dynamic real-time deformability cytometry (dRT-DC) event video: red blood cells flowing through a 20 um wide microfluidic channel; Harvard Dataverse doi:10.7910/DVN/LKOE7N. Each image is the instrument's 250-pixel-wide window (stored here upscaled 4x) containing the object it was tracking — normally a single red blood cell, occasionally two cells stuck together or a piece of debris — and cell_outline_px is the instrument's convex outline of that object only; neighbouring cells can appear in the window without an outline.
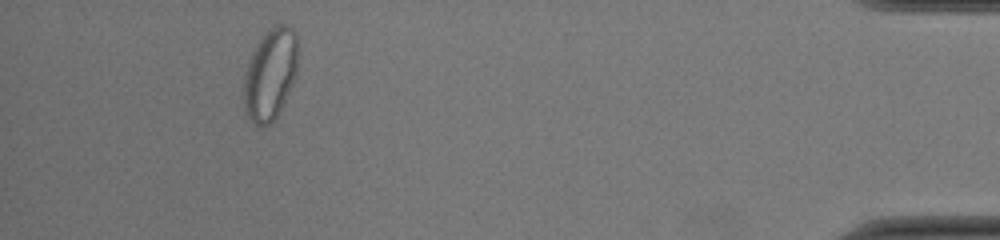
{"species": "common noctule bat (a hibernating species)", "species_latin": "Nyctalus noctula", "temperature_condition": "cold", "stored_images_in_passage": 47, "segment_of_instrument_passage": [2, 2], "camera_frame_rate_fps": 3000, "um_per_image_px": 0.085, "animal": {"sex": "female", "body_mass_g": 22.0, "forearm_length_mm": 56.7}, "frame": {"image": 1, "passage_image": 43, "time_ms": 14.0, "image_size_px": [1000, 240], "cell_outline_px": [[296, 76], [280, 112], [268, 124], [256, 124], [244, 112], [244, 72], [248, 60], [256, 44], [268, 28], [276, 24], [284, 24], [292, 28], [296, 32]], "centroid_in_image_um": [22.96, 6.27], "position_along_channel_um": 412.2, "area_um2": 28.78}}